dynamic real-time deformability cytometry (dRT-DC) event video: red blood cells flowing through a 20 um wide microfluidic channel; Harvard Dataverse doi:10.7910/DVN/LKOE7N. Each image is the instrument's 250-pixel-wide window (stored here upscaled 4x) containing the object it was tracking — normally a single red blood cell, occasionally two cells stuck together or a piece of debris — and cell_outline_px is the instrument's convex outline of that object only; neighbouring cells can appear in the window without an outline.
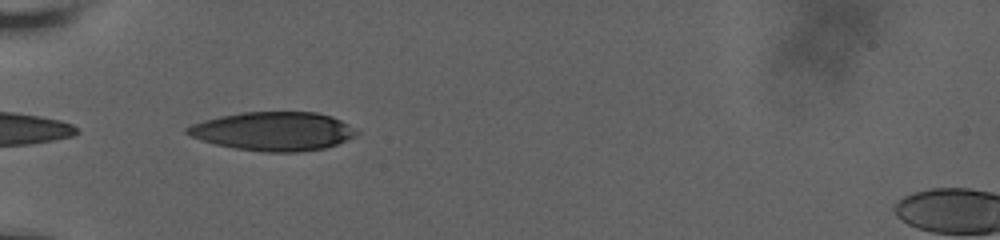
{"species": "human", "species_latin": "Homo sapiens", "temperature_condition": "room temperature", "stored_images_in_passage": 37, "camera_frame_rate_fps": 3000, "um_per_image_px": 0.085, "donor": {"sex": "male"}, "frame": {"image": 1, "passage_image": 1, "time_ms": 0.0, "image_size_px": [1000, 240], "cell_outline_px": [[360, 132], [336, 144], [324, 148], [300, 152], [264, 152], [236, 148], [216, 144], [200, 140], [184, 132], [184, 128], [192, 124], [204, 120], [220, 116], [240, 112], [316, 112], [332, 116], [348, 124]], "centroid_in_image_um": [23.2, 11.15], "position_along_channel_um": 61.8, "area_um2": 38.09}}
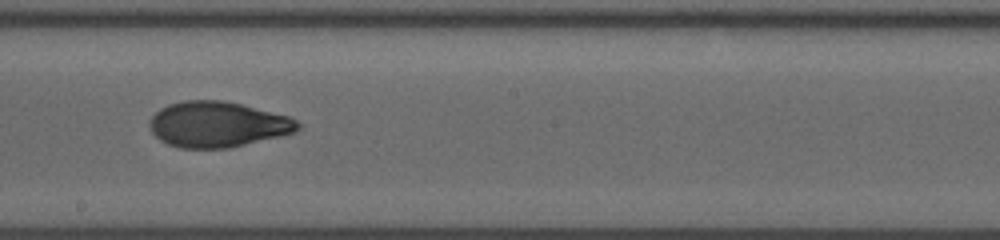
{"frame": {"image": 2, "passage_image": 15, "time_ms": 4.667, "image_size_px": [1000, 240], "cell_outline_px": [[300, 128], [296, 132], [280, 136], [228, 148], [180, 148], [168, 144], [160, 140], [152, 132], [148, 124], [152, 116], [160, 108], [168, 104], [184, 100], [224, 100], [288, 116], [296, 120], [300, 124]], "centroid_in_image_um": [18.47, 10.57], "position_along_channel_um": 229.7, "area_um2": 39.3}}
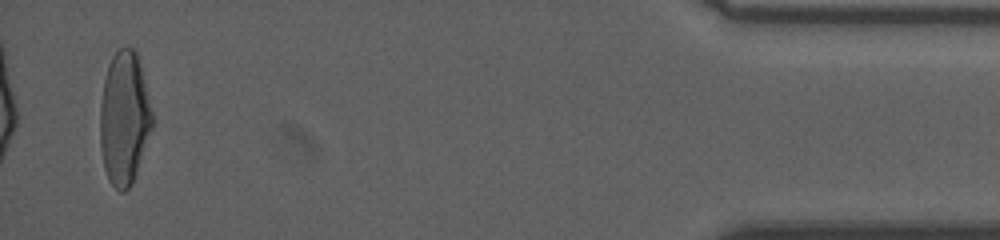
{"frame": {"image": 3, "passage_image": 36, "time_ms": 11.667, "image_size_px": [1000, 240], "cell_outline_px": [[152, 128], [136, 172], [128, 188], [124, 192], [120, 192], [108, 180], [104, 168], [100, 148], [100, 108], [104, 80], [108, 64], [112, 56], [120, 48], [132, 48], [136, 52], [152, 112]], "centroid_in_image_um": [10.53, 10.07], "position_along_channel_um": 424.7, "area_um2": 39.88}, "authors_computed_cell_mechanics": {"area_um2": 39.3618, "velocity_mm_per_s": 3.8203, "shape_relaxation_time_tau1_ms": 7.6315, "shape_relaxation_time_tau2_ms": 1.2736, "deformation_change_tau1": 0.2416, "deformation_change_tau2": 0.0658}}